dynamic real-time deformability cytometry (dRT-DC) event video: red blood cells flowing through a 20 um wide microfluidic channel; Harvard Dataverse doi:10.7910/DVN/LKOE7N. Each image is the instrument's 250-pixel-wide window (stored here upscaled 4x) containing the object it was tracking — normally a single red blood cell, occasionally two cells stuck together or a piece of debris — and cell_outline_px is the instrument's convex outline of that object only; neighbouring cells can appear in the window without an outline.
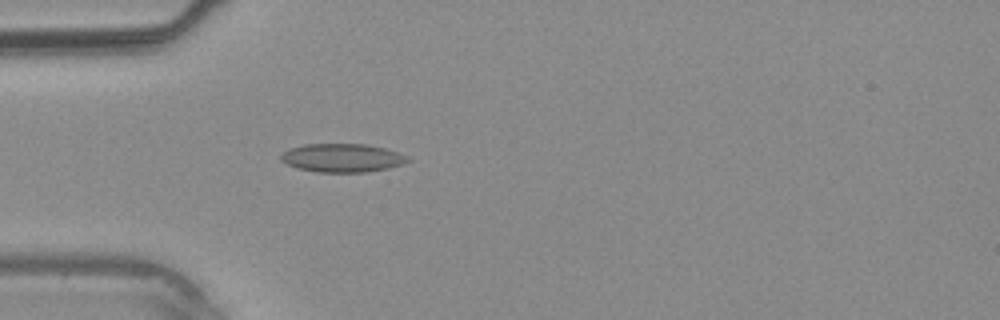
{"species": "common noctule bat (a hibernating species)", "species_latin": "Nyctalus noctula", "temperature_condition": "warm", "stored_images_in_passage": 38, "camera_frame_rate_fps": 3000, "um_per_image_px": 0.085, "animal": {"sex": "male", "body_mass_g": 20.4}, "frame": {"image": 1, "passage_image": 11, "time_ms": 3.333, "image_size_px": [1000, 320], "cell_outline_px": [[412, 160], [404, 164], [388, 168], [364, 172], [316, 172], [296, 168], [280, 160], [280, 156], [288, 148], [304, 144], [364, 144], [384, 148], [408, 156]], "centroid_in_image_um": [29.08, 13.42], "position_along_channel_um": 55.9, "area_um2": 21.1}}
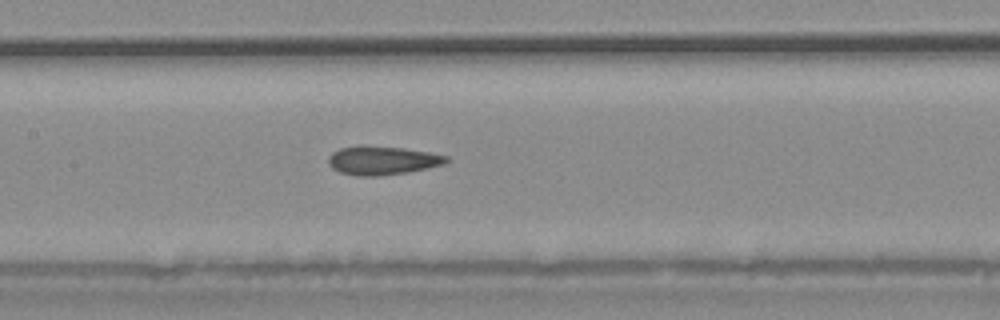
{"frame": {"image": 2, "passage_image": 18, "time_ms": 5.667, "image_size_px": [1000, 320], "cell_outline_px": [[452, 160], [444, 164], [428, 168], [408, 172], [376, 176], [356, 176], [340, 172], [332, 168], [328, 164], [328, 156], [332, 152], [340, 148], [360, 144], [400, 148], [428, 152], [448, 156]], "centroid_in_image_um": [32.48, 13.63], "position_along_channel_um": 174.9, "area_um2": 19.94}}
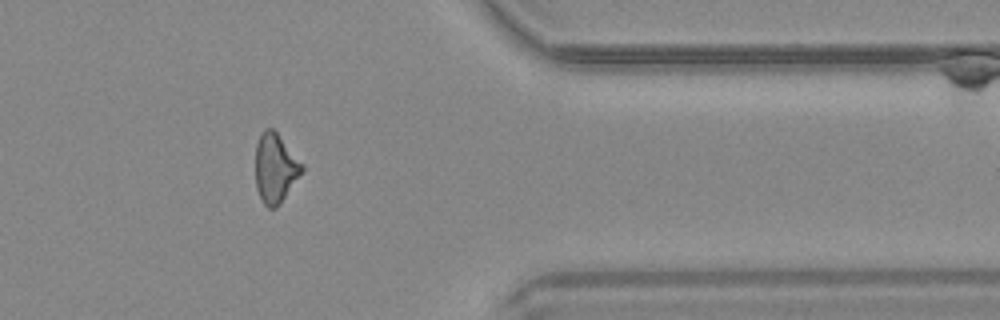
{"frame": {"image": 3, "passage_image": 31, "time_ms": 10.0, "image_size_px": [1000, 320], "cell_outline_px": [[304, 168], [280, 204], [276, 208], [268, 208], [264, 204], [256, 188], [256, 144], [260, 132], [264, 128], [272, 128], [276, 132], [304, 164]], "centroid_in_image_um": [23.39, 14.27], "position_along_channel_um": 388.0, "area_um2": 18.67}}